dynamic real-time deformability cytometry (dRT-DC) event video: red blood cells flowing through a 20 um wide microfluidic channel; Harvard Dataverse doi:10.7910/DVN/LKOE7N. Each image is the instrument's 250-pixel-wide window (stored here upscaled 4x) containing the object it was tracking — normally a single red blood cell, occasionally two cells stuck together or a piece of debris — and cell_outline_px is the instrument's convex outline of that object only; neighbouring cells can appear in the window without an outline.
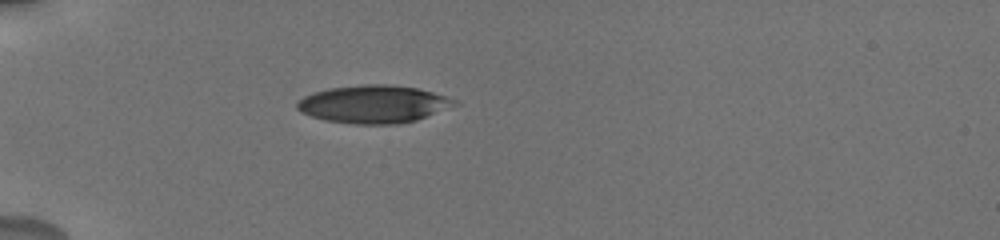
{"species": "human", "species_latin": "Homo sapiens", "temperature_condition": "cold", "stored_images_in_passage": 4, "camera_frame_rate_fps": 3000, "um_per_image_px": 0.085, "donor": {"sex": "male"}, "frame": {"image": 1, "passage_image": 1, "time_ms": 0.0, "image_size_px": [1000, 240], "cell_outline_px": [[460, 104], [416, 120], [396, 124], [356, 124], [324, 120], [300, 112], [296, 108], [296, 104], [304, 96], [312, 92], [328, 88], [364, 84], [388, 84], [416, 88], [432, 92], [460, 100]], "centroid_in_image_um": [31.77, 8.85], "position_along_channel_um": 53.2, "area_um2": 34.8}}
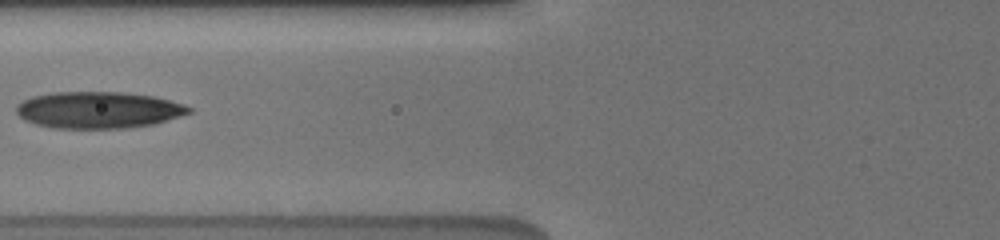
{"frame": {"image": 2, "passage_image": 3, "time_ms": 2.333, "image_size_px": [1000, 240], "cell_outline_px": [[192, 112], [180, 116], [152, 124], [128, 128], [56, 128], [36, 124], [24, 120], [16, 112], [16, 104], [32, 96], [52, 92], [124, 92], [152, 96], [184, 104], [192, 108]], "centroid_in_image_um": [8.34, 9.34], "position_along_channel_um": 117.5, "area_um2": 36.82}}